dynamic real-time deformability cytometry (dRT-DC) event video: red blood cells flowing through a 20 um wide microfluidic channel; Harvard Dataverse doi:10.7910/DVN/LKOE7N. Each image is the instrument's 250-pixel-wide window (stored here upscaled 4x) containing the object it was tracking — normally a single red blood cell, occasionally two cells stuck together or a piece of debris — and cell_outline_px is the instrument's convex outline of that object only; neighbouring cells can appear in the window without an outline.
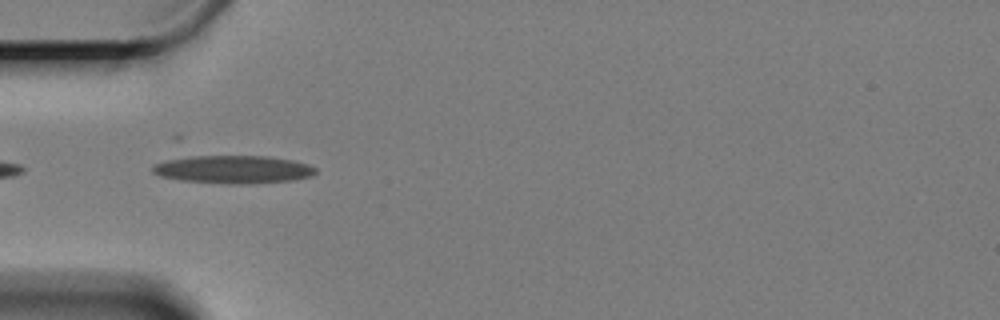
{"species": "Egyptian fruit bat (a non-hibernating species)", "species_latin": "Rousettus aegyptiacus", "temperature_condition": "cold", "stored_images_in_passage": 6, "camera_frame_rate_fps": 3000, "um_per_image_px": 0.085, "animal": {"sex": "female"}, "frame": {"image": 1, "passage_image": 2, "time_ms": 0.333, "image_size_px": [1000, 320], "cell_outline_px": [[316, 172], [312, 176], [292, 180], [236, 184], [180, 180], [160, 176], [152, 172], [152, 164], [176, 156], [268, 156], [292, 160], [308, 164], [316, 168]], "centroid_in_image_um": [19.76, 14.38], "position_along_channel_um": 65.2, "area_um2": 26.65}}